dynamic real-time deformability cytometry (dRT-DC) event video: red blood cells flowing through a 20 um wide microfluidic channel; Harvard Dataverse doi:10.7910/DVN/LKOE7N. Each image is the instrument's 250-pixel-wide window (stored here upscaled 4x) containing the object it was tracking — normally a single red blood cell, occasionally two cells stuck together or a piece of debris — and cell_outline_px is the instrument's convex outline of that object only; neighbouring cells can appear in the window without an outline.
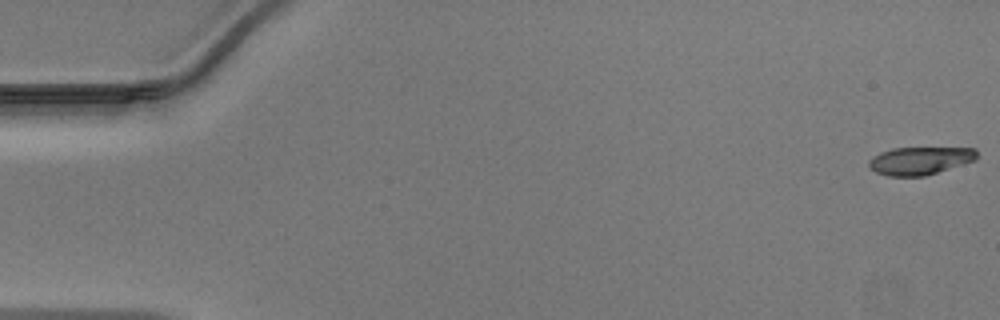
{"species": "Egyptian fruit bat (a non-hibernating species)", "species_latin": "Rousettus aegyptiacus", "temperature_condition": "warm", "stored_images_in_passage": 12, "camera_frame_rate_fps": 3000, "um_per_image_px": 0.085, "animal": {"sex": "male"}, "frame": {"image": 1, "passage_image": 1, "time_ms": 0.0, "image_size_px": [1000, 320], "cell_outline_px": [[976, 160], [924, 176], [888, 176], [876, 172], [868, 164], [868, 160], [872, 156], [880, 152], [892, 148], [976, 148]], "centroid_in_image_um": [78.17, 13.65], "position_along_channel_um": 6.8, "area_um2": 17.4}}